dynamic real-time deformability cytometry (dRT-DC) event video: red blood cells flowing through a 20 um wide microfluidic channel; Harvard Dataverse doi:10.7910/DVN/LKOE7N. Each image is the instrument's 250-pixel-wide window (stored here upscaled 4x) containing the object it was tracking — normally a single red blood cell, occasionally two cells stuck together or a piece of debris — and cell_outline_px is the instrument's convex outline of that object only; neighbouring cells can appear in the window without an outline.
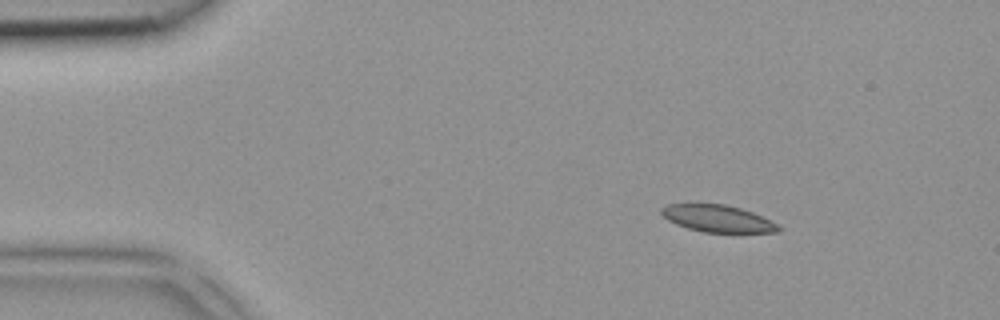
{"species": "common noctule bat (a hibernating species)", "species_latin": "Nyctalus noctula", "temperature_condition": "room temperature", "stored_images_in_passage": 4, "camera_frame_rate_fps": 3000, "um_per_image_px": 0.085, "animal": {"sex": "female", "body_mass_g": 18.4}, "frame": {"image": 1, "passage_image": 1, "time_ms": 0.0, "image_size_px": [1000, 320], "cell_outline_px": [[780, 232], [704, 232], [688, 228], [676, 224], [668, 220], [660, 212], [660, 208], [668, 204], [724, 204], [740, 208], [752, 212], [776, 224], [780, 228]], "centroid_in_image_um": [60.95, 18.57], "position_along_channel_um": 24.0, "area_um2": 18.09}}
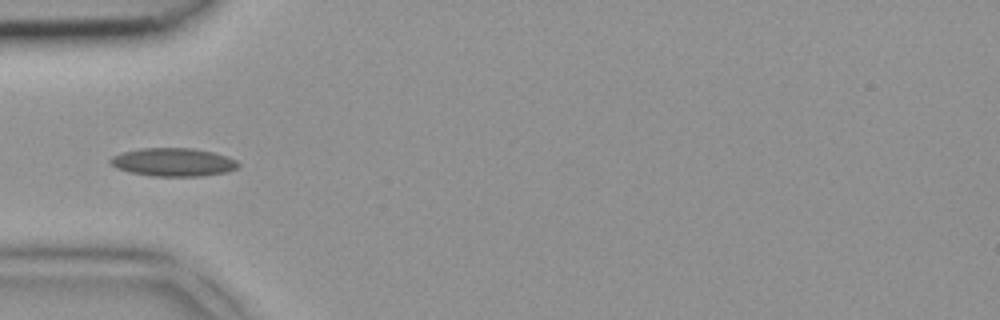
{"frame": {"image": 2, "passage_image": 3, "time_ms": 0.667, "image_size_px": [1000, 320], "cell_outline_px": [[240, 164], [236, 168], [224, 172], [200, 176], [152, 176], [128, 172], [116, 168], [108, 160], [112, 156], [124, 152], [140, 148], [192, 148], [212, 152], [228, 156], [236, 160]], "centroid_in_image_um": [14.7, 13.78], "position_along_channel_um": 70.3, "area_um2": 20.98}}